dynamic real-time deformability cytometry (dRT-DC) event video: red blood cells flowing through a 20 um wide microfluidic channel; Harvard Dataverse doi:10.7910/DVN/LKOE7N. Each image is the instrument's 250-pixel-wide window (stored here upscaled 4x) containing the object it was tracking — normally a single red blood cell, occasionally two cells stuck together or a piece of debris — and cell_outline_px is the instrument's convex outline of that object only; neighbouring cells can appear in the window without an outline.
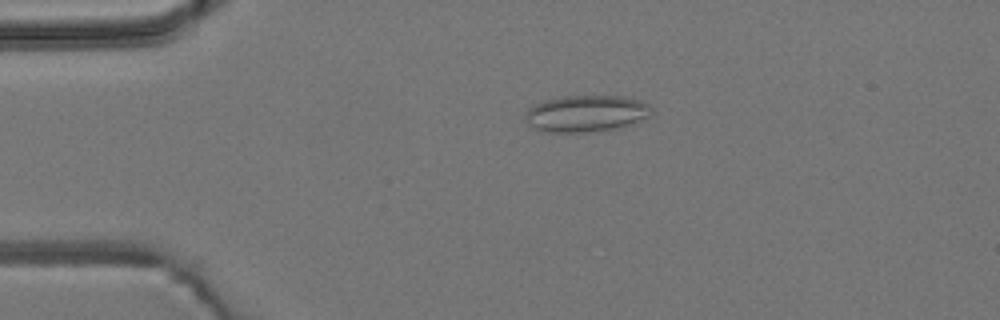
{"species": "common noctule bat (a hibernating species)", "species_latin": "Nyctalus noctula", "temperature_condition": "room temperature", "stored_images_in_passage": 3, "camera_frame_rate_fps": 3000, "um_per_image_px": 0.085, "animal": {"sex": "male", "body_mass_g": 19.2, "forearm_length_mm": 51.8}, "frame": {"image": 1, "passage_image": 2, "time_ms": 1.0, "image_size_px": [1000, 320], "cell_outline_px": [[656, 112], [652, 116], [616, 128], [588, 132], [544, 132], [528, 124], [524, 120], [524, 116], [528, 108], [544, 100], [564, 96], [624, 96], [648, 104]], "centroid_in_image_um": [49.82, 9.65], "position_along_channel_um": 35.2, "area_um2": 26.99}}